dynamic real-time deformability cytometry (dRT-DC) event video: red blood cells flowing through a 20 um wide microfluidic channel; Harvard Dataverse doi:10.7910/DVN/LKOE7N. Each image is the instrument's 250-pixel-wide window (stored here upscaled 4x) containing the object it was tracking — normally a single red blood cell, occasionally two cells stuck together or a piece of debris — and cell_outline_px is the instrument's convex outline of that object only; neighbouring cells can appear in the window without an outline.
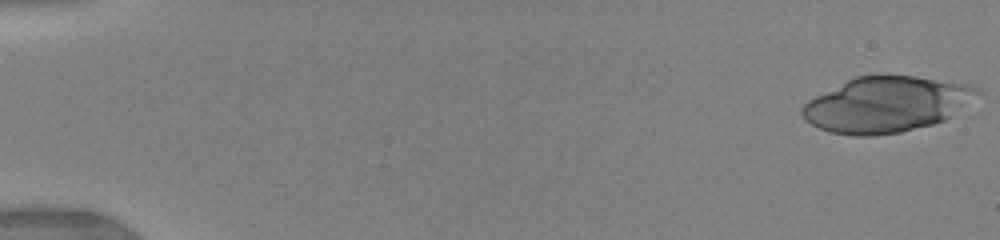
{"species": "human", "species_latin": "Homo sapiens", "temperature_condition": "warm", "stored_images_in_passage": 26, "camera_frame_rate_fps": 3000, "um_per_image_px": 0.085, "donor": {"sex": "female"}, "frame": {"image": 1, "passage_image": 1, "time_ms": 0.0, "image_size_px": [1000, 240], "cell_outline_px": [[984, 92], [944, 120], [932, 124], [900, 132], [872, 136], [852, 136], [832, 132], [820, 128], [812, 124], [800, 112], [800, 108], [808, 100], [856, 76], [880, 72], [916, 76], [972, 84], [980, 88]], "centroid_in_image_um": [75.39, 8.83], "position_along_channel_um": 9.6, "area_um2": 57.16}}
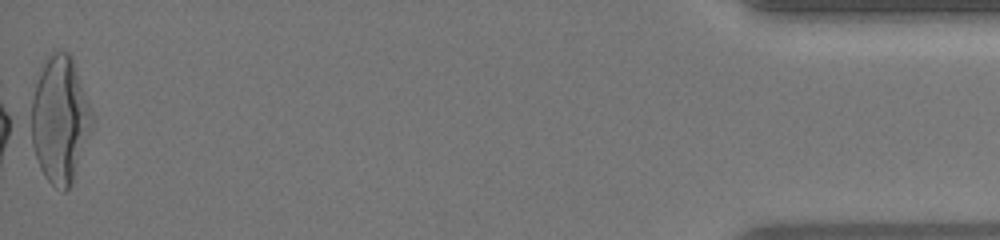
{"frame": {"image": 2, "passage_image": 26, "time_ms": 16.667, "image_size_px": [1000, 240], "cell_outline_px": [[96, 116], [92, 128], [72, 180], [68, 188], [64, 192], [52, 184], [44, 176], [40, 168], [32, 144], [32, 100], [36, 84], [44, 64], [48, 56], [56, 48], [68, 52], [72, 56]], "centroid_in_image_um": [5.14, 10.11], "position_along_channel_um": 430.1, "area_um2": 44.8}, "authors_computed_cell_mechanics": {"area_um2": 36.9342, "velocity_mm_per_s": 4.029, "shape_relaxation_time_tau1_ms": 10.0078, "shape_relaxation_time_tau2_ms": null, "deformation_change_tau1": 0.2559, "deformation_change_tau2": null}}